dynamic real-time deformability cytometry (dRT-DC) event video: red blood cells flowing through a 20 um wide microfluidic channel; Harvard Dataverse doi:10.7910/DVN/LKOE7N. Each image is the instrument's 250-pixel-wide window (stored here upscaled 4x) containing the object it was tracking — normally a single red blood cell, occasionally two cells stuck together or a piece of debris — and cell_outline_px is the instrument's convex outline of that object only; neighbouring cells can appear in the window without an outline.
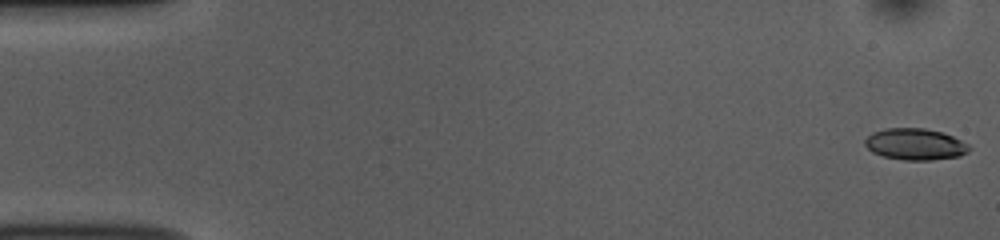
{"species": "common noctule bat (a hibernating species)", "species_latin": "Nyctalus noctula", "temperature_condition": "room temperature", "stored_images_in_passage": 52, "camera_frame_rate_fps": 3000, "um_per_image_px": 0.085, "animal": {"sex": "female", "body_mass_g": 10.0, "forearm_length_mm": 53.1}, "frame": {"image": 1, "passage_image": 1, "time_ms": 0.0, "image_size_px": [1000, 240], "cell_outline_px": [[972, 148], [968, 152], [960, 156], [932, 160], [904, 160], [884, 156], [872, 152], [864, 144], [864, 140], [872, 132], [884, 128], [924, 128], [944, 132], [968, 144]], "centroid_in_image_um": [77.8, 12.25], "position_along_channel_um": 7.2, "area_um2": 19.25}}
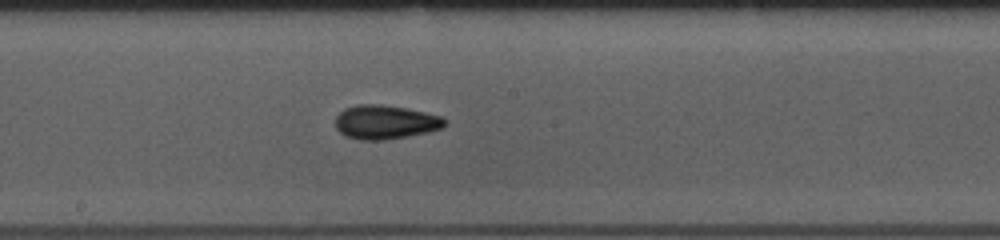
{"frame": {"image": 2, "passage_image": 28, "time_ms": 9.0, "image_size_px": [1000, 240], "cell_outline_px": [[448, 120], [444, 128], [428, 132], [408, 136], [384, 140], [360, 140], [344, 136], [336, 128], [336, 116], [344, 108], [356, 104], [380, 104], [408, 108], [440, 116]], "centroid_in_image_um": [32.75, 10.38], "position_along_channel_um": 215.4, "area_um2": 21.91}}
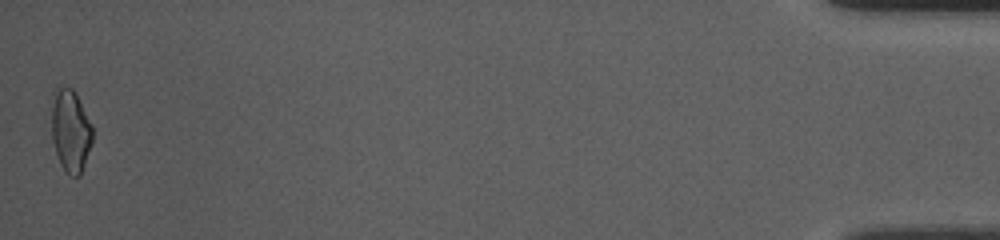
{"frame": {"image": 3, "passage_image": 52, "time_ms": 17.0, "image_size_px": [1000, 240], "cell_outline_px": [[92, 144], [80, 176], [68, 176], [64, 172], [60, 164], [52, 140], [52, 92], [64, 84], [72, 88], [76, 92], [92, 124]], "centroid_in_image_um": [6.0, 11.09], "position_along_channel_um": 429.2, "area_um2": 20.11}, "authors_computed_cell_mechanics": {"area_um2": 19.7098, "velocity_mm_per_s": 3.8385, "shape_relaxation_time_tau1_ms": 3.3746, "shape_relaxation_time_tau2_ms": 3.5088, "deformation_change_tau1": 0.1269, "deformation_change_tau2": 0.0807}}